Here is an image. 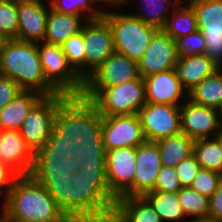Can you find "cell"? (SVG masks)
Returning a JSON list of instances; mask_svg holds the SVG:
<instances>
[{"instance_id":"6da1fadb","label":"cell","mask_w":222,"mask_h":222,"mask_svg":"<svg viewBox=\"0 0 222 222\" xmlns=\"http://www.w3.org/2000/svg\"><path fill=\"white\" fill-rule=\"evenodd\" d=\"M69 218L83 222H109L117 198L106 182V169H79L71 177L36 179Z\"/></svg>"},{"instance_id":"7a4b0ae2","label":"cell","mask_w":222,"mask_h":222,"mask_svg":"<svg viewBox=\"0 0 222 222\" xmlns=\"http://www.w3.org/2000/svg\"><path fill=\"white\" fill-rule=\"evenodd\" d=\"M50 139L67 140L83 160H105L102 115L82 96H68L59 106Z\"/></svg>"},{"instance_id":"3957f363","label":"cell","mask_w":222,"mask_h":222,"mask_svg":"<svg viewBox=\"0 0 222 222\" xmlns=\"http://www.w3.org/2000/svg\"><path fill=\"white\" fill-rule=\"evenodd\" d=\"M3 201V211L17 222H63L67 218L31 174L18 176Z\"/></svg>"},{"instance_id":"277c9868","label":"cell","mask_w":222,"mask_h":222,"mask_svg":"<svg viewBox=\"0 0 222 222\" xmlns=\"http://www.w3.org/2000/svg\"><path fill=\"white\" fill-rule=\"evenodd\" d=\"M0 74L23 90L38 91L44 96L60 94L44 76L38 43L8 39L0 52Z\"/></svg>"},{"instance_id":"5b68a950","label":"cell","mask_w":222,"mask_h":222,"mask_svg":"<svg viewBox=\"0 0 222 222\" xmlns=\"http://www.w3.org/2000/svg\"><path fill=\"white\" fill-rule=\"evenodd\" d=\"M103 18L112 29L115 52L136 62L145 54L152 37L158 31L132 14L104 10Z\"/></svg>"},{"instance_id":"8992f818","label":"cell","mask_w":222,"mask_h":222,"mask_svg":"<svg viewBox=\"0 0 222 222\" xmlns=\"http://www.w3.org/2000/svg\"><path fill=\"white\" fill-rule=\"evenodd\" d=\"M81 155L70 141L49 139L41 150L35 153L31 175L35 179H61L71 177L79 171Z\"/></svg>"},{"instance_id":"52a82bcc","label":"cell","mask_w":222,"mask_h":222,"mask_svg":"<svg viewBox=\"0 0 222 222\" xmlns=\"http://www.w3.org/2000/svg\"><path fill=\"white\" fill-rule=\"evenodd\" d=\"M38 52L46 80L59 93L81 96L84 90V80L69 64L61 45L39 42Z\"/></svg>"},{"instance_id":"ba28073f","label":"cell","mask_w":222,"mask_h":222,"mask_svg":"<svg viewBox=\"0 0 222 222\" xmlns=\"http://www.w3.org/2000/svg\"><path fill=\"white\" fill-rule=\"evenodd\" d=\"M102 116L137 115L146 103L144 79L103 88L92 100Z\"/></svg>"},{"instance_id":"9c48e42d","label":"cell","mask_w":222,"mask_h":222,"mask_svg":"<svg viewBox=\"0 0 222 222\" xmlns=\"http://www.w3.org/2000/svg\"><path fill=\"white\" fill-rule=\"evenodd\" d=\"M67 97L68 95L62 93L43 96L24 119L19 131L34 154L50 139L58 106Z\"/></svg>"},{"instance_id":"30bf717a","label":"cell","mask_w":222,"mask_h":222,"mask_svg":"<svg viewBox=\"0 0 222 222\" xmlns=\"http://www.w3.org/2000/svg\"><path fill=\"white\" fill-rule=\"evenodd\" d=\"M139 76L138 62L114 52L84 80L81 96L91 101L103 88L129 82Z\"/></svg>"},{"instance_id":"8fae6325","label":"cell","mask_w":222,"mask_h":222,"mask_svg":"<svg viewBox=\"0 0 222 222\" xmlns=\"http://www.w3.org/2000/svg\"><path fill=\"white\" fill-rule=\"evenodd\" d=\"M206 42L205 54L222 69V0H187Z\"/></svg>"},{"instance_id":"7c38bea8","label":"cell","mask_w":222,"mask_h":222,"mask_svg":"<svg viewBox=\"0 0 222 222\" xmlns=\"http://www.w3.org/2000/svg\"><path fill=\"white\" fill-rule=\"evenodd\" d=\"M146 141L156 142L180 134V105L146 102L139 111Z\"/></svg>"},{"instance_id":"4fadbf2b","label":"cell","mask_w":222,"mask_h":222,"mask_svg":"<svg viewBox=\"0 0 222 222\" xmlns=\"http://www.w3.org/2000/svg\"><path fill=\"white\" fill-rule=\"evenodd\" d=\"M84 80L115 52L113 32L102 17L87 21L83 25Z\"/></svg>"},{"instance_id":"5bb4252c","label":"cell","mask_w":222,"mask_h":222,"mask_svg":"<svg viewBox=\"0 0 222 222\" xmlns=\"http://www.w3.org/2000/svg\"><path fill=\"white\" fill-rule=\"evenodd\" d=\"M106 182L118 199L133 196L136 148L120 147L106 152Z\"/></svg>"},{"instance_id":"9a60e30c","label":"cell","mask_w":222,"mask_h":222,"mask_svg":"<svg viewBox=\"0 0 222 222\" xmlns=\"http://www.w3.org/2000/svg\"><path fill=\"white\" fill-rule=\"evenodd\" d=\"M102 138L105 151L134 147L146 141L139 115L102 116Z\"/></svg>"},{"instance_id":"2e32d148","label":"cell","mask_w":222,"mask_h":222,"mask_svg":"<svg viewBox=\"0 0 222 222\" xmlns=\"http://www.w3.org/2000/svg\"><path fill=\"white\" fill-rule=\"evenodd\" d=\"M180 116L182 133L194 140L220 135L222 125L217 109L198 105L187 98L180 105Z\"/></svg>"},{"instance_id":"e0dca14e","label":"cell","mask_w":222,"mask_h":222,"mask_svg":"<svg viewBox=\"0 0 222 222\" xmlns=\"http://www.w3.org/2000/svg\"><path fill=\"white\" fill-rule=\"evenodd\" d=\"M176 41L163 30L152 37L145 54L138 61V71L142 78L174 69L178 61Z\"/></svg>"},{"instance_id":"ac0fdd59","label":"cell","mask_w":222,"mask_h":222,"mask_svg":"<svg viewBox=\"0 0 222 222\" xmlns=\"http://www.w3.org/2000/svg\"><path fill=\"white\" fill-rule=\"evenodd\" d=\"M133 196H143L152 191L161 169L159 148L156 142L145 141L136 147Z\"/></svg>"},{"instance_id":"d6986e66","label":"cell","mask_w":222,"mask_h":222,"mask_svg":"<svg viewBox=\"0 0 222 222\" xmlns=\"http://www.w3.org/2000/svg\"><path fill=\"white\" fill-rule=\"evenodd\" d=\"M50 6L46 8L43 0H18L17 40L43 42Z\"/></svg>"},{"instance_id":"ffe728a7","label":"cell","mask_w":222,"mask_h":222,"mask_svg":"<svg viewBox=\"0 0 222 222\" xmlns=\"http://www.w3.org/2000/svg\"><path fill=\"white\" fill-rule=\"evenodd\" d=\"M35 154L28 147L20 131H0V162L8 165L19 176L29 175Z\"/></svg>"},{"instance_id":"44dd1931","label":"cell","mask_w":222,"mask_h":222,"mask_svg":"<svg viewBox=\"0 0 222 222\" xmlns=\"http://www.w3.org/2000/svg\"><path fill=\"white\" fill-rule=\"evenodd\" d=\"M145 83V99L150 103L181 105L180 99L188 98L182 88L175 68L162 71L143 78Z\"/></svg>"},{"instance_id":"7402d4cb","label":"cell","mask_w":222,"mask_h":222,"mask_svg":"<svg viewBox=\"0 0 222 222\" xmlns=\"http://www.w3.org/2000/svg\"><path fill=\"white\" fill-rule=\"evenodd\" d=\"M219 69L206 54L179 57L175 66L178 79L187 94Z\"/></svg>"},{"instance_id":"603a6c76","label":"cell","mask_w":222,"mask_h":222,"mask_svg":"<svg viewBox=\"0 0 222 222\" xmlns=\"http://www.w3.org/2000/svg\"><path fill=\"white\" fill-rule=\"evenodd\" d=\"M43 96L34 90L21 91L0 109V131H19L29 111Z\"/></svg>"},{"instance_id":"cb8c5ba5","label":"cell","mask_w":222,"mask_h":222,"mask_svg":"<svg viewBox=\"0 0 222 222\" xmlns=\"http://www.w3.org/2000/svg\"><path fill=\"white\" fill-rule=\"evenodd\" d=\"M111 222H162V220L143 196H128L117 199Z\"/></svg>"},{"instance_id":"d4e9b609","label":"cell","mask_w":222,"mask_h":222,"mask_svg":"<svg viewBox=\"0 0 222 222\" xmlns=\"http://www.w3.org/2000/svg\"><path fill=\"white\" fill-rule=\"evenodd\" d=\"M82 18V16L62 14L50 8L44 42L62 45L71 36L81 32L83 25L87 22Z\"/></svg>"},{"instance_id":"484cf974","label":"cell","mask_w":222,"mask_h":222,"mask_svg":"<svg viewBox=\"0 0 222 222\" xmlns=\"http://www.w3.org/2000/svg\"><path fill=\"white\" fill-rule=\"evenodd\" d=\"M195 140L184 133L156 141L163 166L175 167L182 160L193 155Z\"/></svg>"},{"instance_id":"4316f807","label":"cell","mask_w":222,"mask_h":222,"mask_svg":"<svg viewBox=\"0 0 222 222\" xmlns=\"http://www.w3.org/2000/svg\"><path fill=\"white\" fill-rule=\"evenodd\" d=\"M188 99L198 105L218 110L222 104V69L200 82L188 93Z\"/></svg>"},{"instance_id":"83f0119b","label":"cell","mask_w":222,"mask_h":222,"mask_svg":"<svg viewBox=\"0 0 222 222\" xmlns=\"http://www.w3.org/2000/svg\"><path fill=\"white\" fill-rule=\"evenodd\" d=\"M183 5L172 9L173 14L168 17L166 25L162 29L174 40L198 30L197 18L193 7L188 2H183Z\"/></svg>"},{"instance_id":"f1b7e54d","label":"cell","mask_w":222,"mask_h":222,"mask_svg":"<svg viewBox=\"0 0 222 222\" xmlns=\"http://www.w3.org/2000/svg\"><path fill=\"white\" fill-rule=\"evenodd\" d=\"M143 197L152 205L162 222H179L186 218L179 203L178 192L150 191Z\"/></svg>"},{"instance_id":"f546056e","label":"cell","mask_w":222,"mask_h":222,"mask_svg":"<svg viewBox=\"0 0 222 222\" xmlns=\"http://www.w3.org/2000/svg\"><path fill=\"white\" fill-rule=\"evenodd\" d=\"M193 155L201 168L222 174V139L220 136L195 140Z\"/></svg>"},{"instance_id":"4dcf8cb0","label":"cell","mask_w":222,"mask_h":222,"mask_svg":"<svg viewBox=\"0 0 222 222\" xmlns=\"http://www.w3.org/2000/svg\"><path fill=\"white\" fill-rule=\"evenodd\" d=\"M178 198L185 217H194L190 219V222H199L209 218V198L206 196L191 187H183L178 191Z\"/></svg>"},{"instance_id":"1f68e13d","label":"cell","mask_w":222,"mask_h":222,"mask_svg":"<svg viewBox=\"0 0 222 222\" xmlns=\"http://www.w3.org/2000/svg\"><path fill=\"white\" fill-rule=\"evenodd\" d=\"M181 1L182 0H141L140 3L142 2L141 4L144 5L143 7L146 8V10L148 9L147 14H144L145 16L140 14L137 15V13L131 14L144 23L149 24L158 30H162L166 25L168 17L170 16V13H167L170 9L168 7L172 4L173 9H175L181 3H183ZM127 2L128 0H124V3Z\"/></svg>"},{"instance_id":"d6a6232c","label":"cell","mask_w":222,"mask_h":222,"mask_svg":"<svg viewBox=\"0 0 222 222\" xmlns=\"http://www.w3.org/2000/svg\"><path fill=\"white\" fill-rule=\"evenodd\" d=\"M50 8L62 14L82 16L83 20H97L103 17L104 10L93 8L94 0H50ZM86 11V15L84 16ZM84 13V14H83Z\"/></svg>"},{"instance_id":"836d02e7","label":"cell","mask_w":222,"mask_h":222,"mask_svg":"<svg viewBox=\"0 0 222 222\" xmlns=\"http://www.w3.org/2000/svg\"><path fill=\"white\" fill-rule=\"evenodd\" d=\"M64 55L67 57L69 64L84 80V41L83 28L81 32L71 36L61 45Z\"/></svg>"},{"instance_id":"e575fe53","label":"cell","mask_w":222,"mask_h":222,"mask_svg":"<svg viewBox=\"0 0 222 222\" xmlns=\"http://www.w3.org/2000/svg\"><path fill=\"white\" fill-rule=\"evenodd\" d=\"M18 26V0L0 2V33L7 39H17Z\"/></svg>"},{"instance_id":"d590c367","label":"cell","mask_w":222,"mask_h":222,"mask_svg":"<svg viewBox=\"0 0 222 222\" xmlns=\"http://www.w3.org/2000/svg\"><path fill=\"white\" fill-rule=\"evenodd\" d=\"M221 182L222 174L200 168L190 187L210 199L219 188Z\"/></svg>"},{"instance_id":"8d00e7d4","label":"cell","mask_w":222,"mask_h":222,"mask_svg":"<svg viewBox=\"0 0 222 222\" xmlns=\"http://www.w3.org/2000/svg\"><path fill=\"white\" fill-rule=\"evenodd\" d=\"M175 41L178 57L205 54L206 42L200 30Z\"/></svg>"},{"instance_id":"74e56055","label":"cell","mask_w":222,"mask_h":222,"mask_svg":"<svg viewBox=\"0 0 222 222\" xmlns=\"http://www.w3.org/2000/svg\"><path fill=\"white\" fill-rule=\"evenodd\" d=\"M182 188L175 168L162 166L157 177L156 184L152 191L178 192Z\"/></svg>"},{"instance_id":"f35d334b","label":"cell","mask_w":222,"mask_h":222,"mask_svg":"<svg viewBox=\"0 0 222 222\" xmlns=\"http://www.w3.org/2000/svg\"><path fill=\"white\" fill-rule=\"evenodd\" d=\"M176 174L179 178L180 184L183 187H190L193 180L201 168L194 155L182 160L175 167Z\"/></svg>"},{"instance_id":"ab89813d","label":"cell","mask_w":222,"mask_h":222,"mask_svg":"<svg viewBox=\"0 0 222 222\" xmlns=\"http://www.w3.org/2000/svg\"><path fill=\"white\" fill-rule=\"evenodd\" d=\"M23 89L11 78L0 74V109L12 101Z\"/></svg>"},{"instance_id":"60d3db41","label":"cell","mask_w":222,"mask_h":222,"mask_svg":"<svg viewBox=\"0 0 222 222\" xmlns=\"http://www.w3.org/2000/svg\"><path fill=\"white\" fill-rule=\"evenodd\" d=\"M18 176L8 165L0 162V195H3V199L8 195Z\"/></svg>"},{"instance_id":"b9f144b4","label":"cell","mask_w":222,"mask_h":222,"mask_svg":"<svg viewBox=\"0 0 222 222\" xmlns=\"http://www.w3.org/2000/svg\"><path fill=\"white\" fill-rule=\"evenodd\" d=\"M209 218L222 220V182L209 199Z\"/></svg>"},{"instance_id":"7bdbcfd3","label":"cell","mask_w":222,"mask_h":222,"mask_svg":"<svg viewBox=\"0 0 222 222\" xmlns=\"http://www.w3.org/2000/svg\"><path fill=\"white\" fill-rule=\"evenodd\" d=\"M80 169H106L105 160H82Z\"/></svg>"},{"instance_id":"ee69618b","label":"cell","mask_w":222,"mask_h":222,"mask_svg":"<svg viewBox=\"0 0 222 222\" xmlns=\"http://www.w3.org/2000/svg\"><path fill=\"white\" fill-rule=\"evenodd\" d=\"M96 3L98 2V4L100 3H105V4H108L109 6L111 5L112 7L115 5L116 7L117 6H120V5H123L124 4V0H94Z\"/></svg>"},{"instance_id":"f6af8a7d","label":"cell","mask_w":222,"mask_h":222,"mask_svg":"<svg viewBox=\"0 0 222 222\" xmlns=\"http://www.w3.org/2000/svg\"><path fill=\"white\" fill-rule=\"evenodd\" d=\"M1 214L0 222H17L16 220L11 219L4 211Z\"/></svg>"},{"instance_id":"bcb514c9","label":"cell","mask_w":222,"mask_h":222,"mask_svg":"<svg viewBox=\"0 0 222 222\" xmlns=\"http://www.w3.org/2000/svg\"><path fill=\"white\" fill-rule=\"evenodd\" d=\"M7 40L8 39L2 33H0V52L3 49Z\"/></svg>"},{"instance_id":"7dc6e473","label":"cell","mask_w":222,"mask_h":222,"mask_svg":"<svg viewBox=\"0 0 222 222\" xmlns=\"http://www.w3.org/2000/svg\"><path fill=\"white\" fill-rule=\"evenodd\" d=\"M63 222H83V221L76 219V218L67 217Z\"/></svg>"},{"instance_id":"c3c4849f","label":"cell","mask_w":222,"mask_h":222,"mask_svg":"<svg viewBox=\"0 0 222 222\" xmlns=\"http://www.w3.org/2000/svg\"><path fill=\"white\" fill-rule=\"evenodd\" d=\"M199 222H222V220L207 218Z\"/></svg>"},{"instance_id":"681fc988","label":"cell","mask_w":222,"mask_h":222,"mask_svg":"<svg viewBox=\"0 0 222 222\" xmlns=\"http://www.w3.org/2000/svg\"><path fill=\"white\" fill-rule=\"evenodd\" d=\"M218 114H219V119H220V122L222 125V104H221L220 108L218 109Z\"/></svg>"},{"instance_id":"f907efd6","label":"cell","mask_w":222,"mask_h":222,"mask_svg":"<svg viewBox=\"0 0 222 222\" xmlns=\"http://www.w3.org/2000/svg\"><path fill=\"white\" fill-rule=\"evenodd\" d=\"M220 137H221V139H222V127H221V131H220V135H219Z\"/></svg>"}]
</instances>
